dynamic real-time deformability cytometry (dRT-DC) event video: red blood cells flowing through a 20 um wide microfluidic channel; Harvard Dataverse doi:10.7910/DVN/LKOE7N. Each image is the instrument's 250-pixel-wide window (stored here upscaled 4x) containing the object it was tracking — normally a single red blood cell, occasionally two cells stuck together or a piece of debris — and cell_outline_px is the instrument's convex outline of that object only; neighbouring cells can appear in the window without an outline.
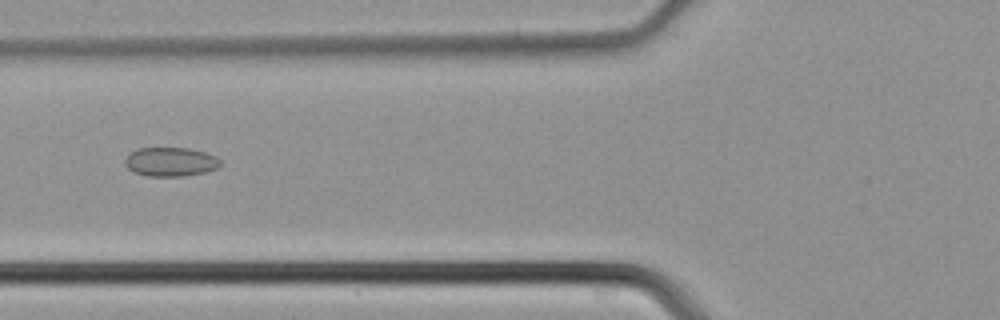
{"species": "common noctule bat (a hibernating species)", "species_latin": "Nyctalus noctula", "temperature_condition": "cold", "stored_images_in_passage": 41, "camera_frame_rate_fps": 3000, "um_per_image_px": 0.085, "animal": {"sex": "male", "body_mass_g": 21.5, "forearm_length_mm": 52.0}, "frame": {"image": 1, "passage_image": 14, "time_ms": 4.333, "image_size_px": [1000, 320], "cell_outline_px": [[220, 164], [216, 168], [204, 172], [184, 176], [148, 176], [132, 172], [124, 164], [124, 160], [136, 148], [188, 148], [204, 152], [216, 156], [220, 160]], "centroid_in_image_um": [14.47, 13.75], "position_along_channel_um": 111.3, "area_um2": 16.07}}
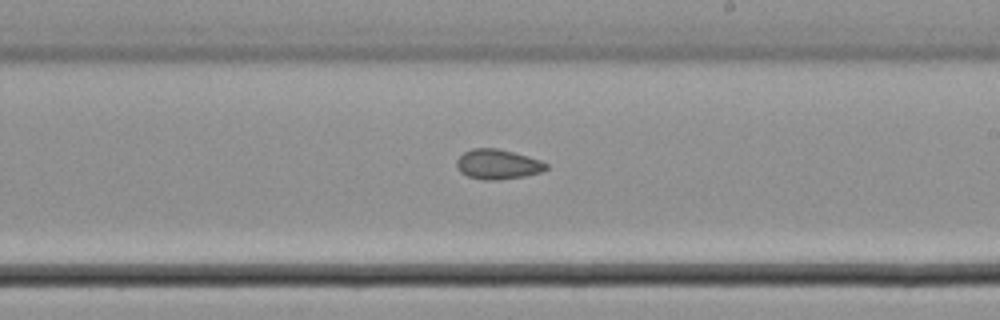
{"frame": {"image": 2, "passage_image": 23, "time_ms": 7.333, "image_size_px": [1000, 320], "cell_outline_px": [[548, 168], [540, 172], [524, 176], [496, 180], [484, 180], [468, 176], [460, 172], [456, 168], [456, 160], [464, 152], [472, 148], [496, 148], [512, 152], [540, 160], [548, 164]], "centroid_in_image_um": [42.27, 13.96], "position_along_channel_um": 246.7, "area_um2": 15.49}}
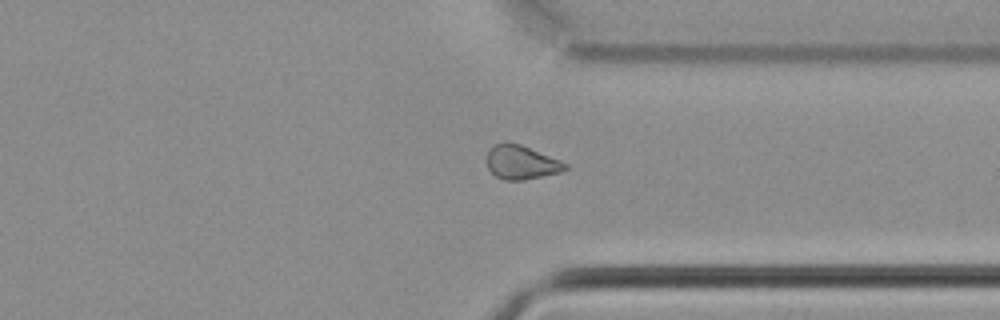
{"frame": {"image": 3, "passage_image": 31, "time_ms": 10.0, "image_size_px": [1000, 320], "cell_outline_px": [[568, 168], [560, 172], [524, 180], [504, 180], [496, 176], [488, 168], [488, 152], [496, 144], [504, 140], [520, 144], [560, 160], [568, 164]], "centroid_in_image_um": [44.32, 13.79], "position_along_channel_um": 367.1, "area_um2": 15.37}}